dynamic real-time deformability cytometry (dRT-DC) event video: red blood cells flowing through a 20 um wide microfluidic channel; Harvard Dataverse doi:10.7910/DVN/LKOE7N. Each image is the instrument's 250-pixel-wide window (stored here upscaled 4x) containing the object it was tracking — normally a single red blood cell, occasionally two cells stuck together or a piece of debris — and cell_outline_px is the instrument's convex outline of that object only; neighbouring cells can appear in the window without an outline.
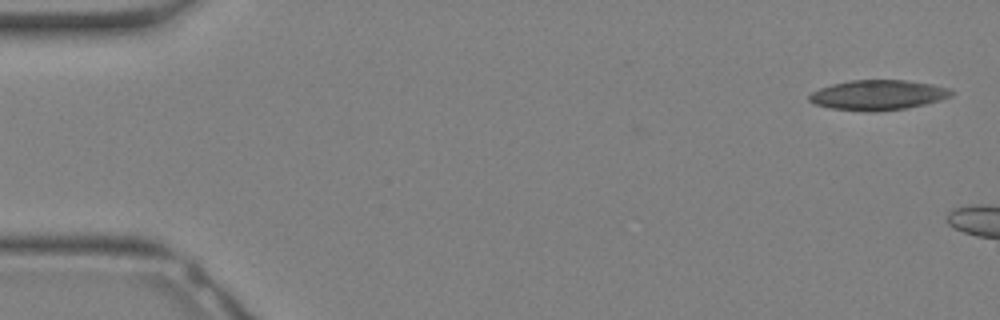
{"species": "Egyptian fruit bat (a non-hibernating species)", "species_latin": "Rousettus aegyptiacus", "temperature_condition": "warm", "stored_images_in_passage": 5, "camera_frame_rate_fps": 3000, "um_per_image_px": 0.085, "animal": {"sex": "female"}, "frame": {"image": 1, "passage_image": 1, "time_ms": 0.0, "image_size_px": [1000, 320], "cell_outline_px": [[952, 96], [940, 100], [908, 108], [880, 112], [868, 112], [832, 108], [812, 104], [808, 100], [808, 96], [812, 92], [820, 88], [832, 84], [852, 80], [904, 80], [932, 84], [948, 88], [952, 92]], "centroid_in_image_um": [74.6, 8.09], "position_along_channel_um": 10.4, "area_um2": 24.97}}